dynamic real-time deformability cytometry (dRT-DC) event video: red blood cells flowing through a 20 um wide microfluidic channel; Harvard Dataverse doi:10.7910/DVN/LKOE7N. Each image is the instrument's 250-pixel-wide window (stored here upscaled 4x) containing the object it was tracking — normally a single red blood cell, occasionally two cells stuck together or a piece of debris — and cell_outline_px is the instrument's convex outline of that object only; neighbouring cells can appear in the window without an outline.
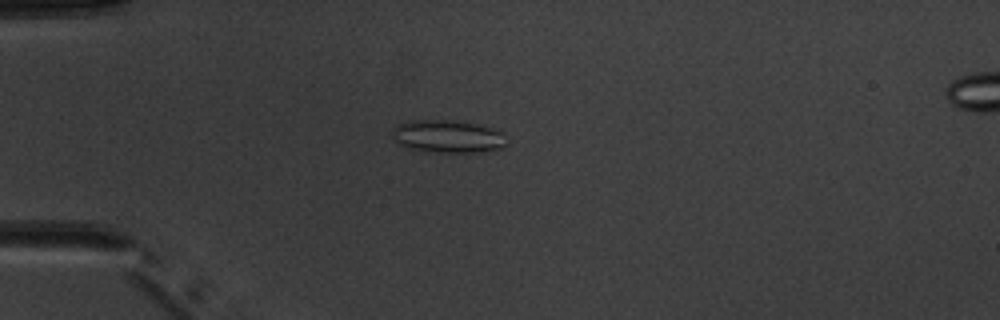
{"species": "common noctule bat (a hibernating species)", "species_latin": "Nyctalus noctula", "temperature_condition": "warm", "stored_images_in_passage": 6, "camera_frame_rate_fps": 3000, "um_per_image_px": 0.085, "animal": {"sex": "male", "body_mass_g": 20.1, "forearm_length_mm": 53.5}, "frame": {"image": 1, "passage_image": 4, "time_ms": 3.333, "image_size_px": [1000, 320], "cell_outline_px": [[504, 144], [500, 148], [488, 152], [424, 152], [408, 148], [392, 140], [392, 128], [396, 124], [408, 120], [456, 120], [480, 124], [500, 132]], "centroid_in_image_um": [37.95, 11.59], "position_along_channel_um": 47.0, "area_um2": 22.02}}
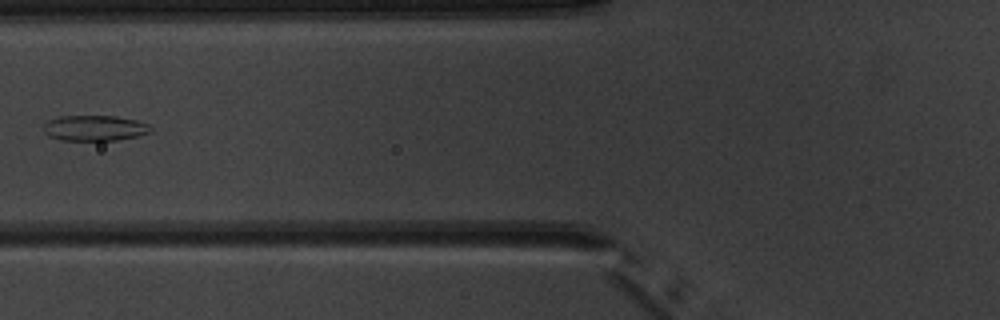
{"frame": {"image": 2, "passage_image": 6, "time_ms": 5.667, "image_size_px": [1000, 320], "cell_outline_px": [[152, 132], [136, 136], [116, 140], [60, 140], [48, 136], [44, 132], [44, 124], [48, 120], [60, 116], [116, 116], [136, 120], [148, 124], [152, 128]], "centroid_in_image_um": [8.04, 10.88], "position_along_channel_um": 117.8, "area_um2": 15.95}}